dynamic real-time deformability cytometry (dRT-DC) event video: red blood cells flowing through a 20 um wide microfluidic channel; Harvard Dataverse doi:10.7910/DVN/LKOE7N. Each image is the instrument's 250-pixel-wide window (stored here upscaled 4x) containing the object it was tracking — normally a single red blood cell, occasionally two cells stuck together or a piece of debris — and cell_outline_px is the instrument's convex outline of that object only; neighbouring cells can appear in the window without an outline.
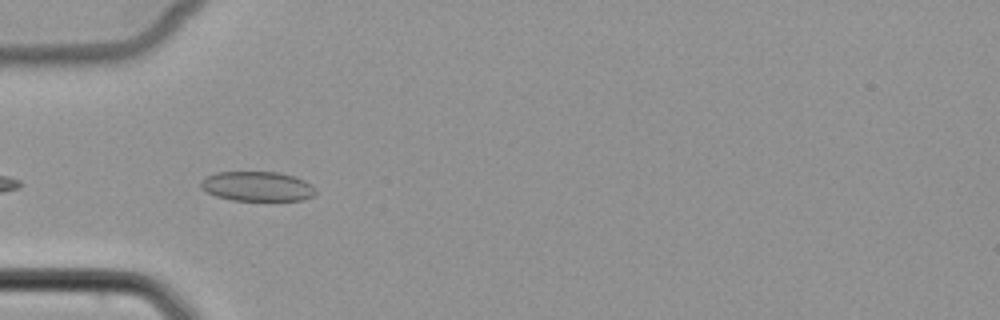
{"species": "common noctule bat (a hibernating species)", "species_latin": "Nyctalus noctula", "temperature_condition": "cold", "stored_images_in_passage": 14, "camera_frame_rate_fps": 3000, "um_per_image_px": 0.085, "animal": {"sex": "female", "body_mass_g": 22.7, "forearm_length_mm": 54.2}, "frame": {"image": 1, "passage_image": 3, "time_ms": 0.667, "image_size_px": [1000, 320], "cell_outline_px": [[316, 192], [312, 196], [304, 200], [232, 200], [216, 196], [200, 188], [200, 180], [204, 176], [216, 172], [276, 172], [292, 176], [304, 180], [312, 184]], "centroid_in_image_um": [21.83, 15.83], "position_along_channel_um": 63.2, "area_um2": 19.88}}
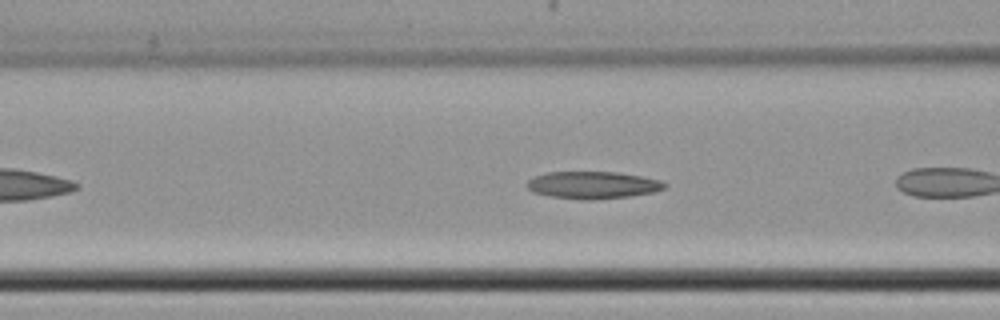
{"frame": {"image": 2, "passage_image": 5, "time_ms": 1.333, "image_size_px": [1000, 320], "cell_outline_px": [[668, 184], [664, 188], [652, 192], [628, 196], [592, 200], [584, 200], [548, 196], [532, 192], [524, 184], [528, 180], [536, 176], [548, 172], [616, 172], [640, 176], [660, 180]], "centroid_in_image_um": [50.34, 15.73], "position_along_channel_um": 116.3, "area_um2": 21.79}}
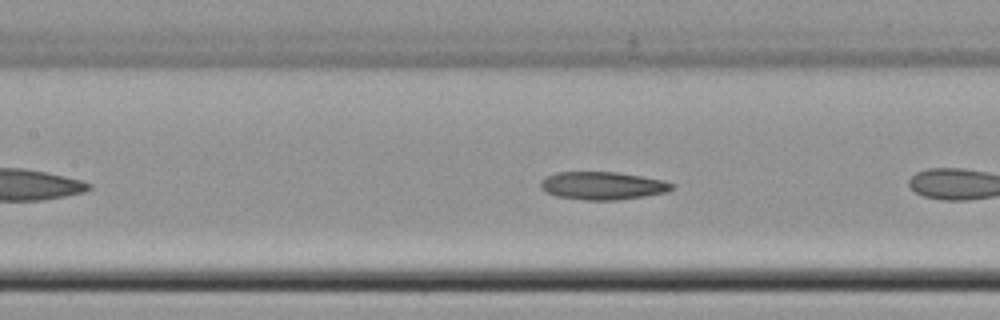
{"frame": {"image": 3, "passage_image": 8, "time_ms": 2.333, "image_size_px": [1000, 320], "cell_outline_px": [[676, 184], [668, 192], [644, 196], [616, 200], [584, 200], [556, 196], [540, 188], [540, 180], [544, 176], [556, 172], [616, 172], [664, 180]], "centroid_in_image_um": [51.2, 15.78], "position_along_channel_um": 156.2, "area_um2": 21.44}}